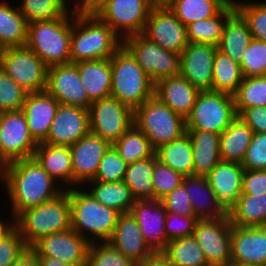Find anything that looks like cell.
<instances>
[{
    "label": "cell",
    "mask_w": 266,
    "mask_h": 266,
    "mask_svg": "<svg viewBox=\"0 0 266 266\" xmlns=\"http://www.w3.org/2000/svg\"><path fill=\"white\" fill-rule=\"evenodd\" d=\"M0 183L4 185L10 200L12 219L27 209L52 200L65 190L34 157L1 167Z\"/></svg>",
    "instance_id": "6da1fadb"
},
{
    "label": "cell",
    "mask_w": 266,
    "mask_h": 266,
    "mask_svg": "<svg viewBox=\"0 0 266 266\" xmlns=\"http://www.w3.org/2000/svg\"><path fill=\"white\" fill-rule=\"evenodd\" d=\"M121 45L122 40L94 12L72 7L71 63L110 59Z\"/></svg>",
    "instance_id": "7a4b0ae2"
},
{
    "label": "cell",
    "mask_w": 266,
    "mask_h": 266,
    "mask_svg": "<svg viewBox=\"0 0 266 266\" xmlns=\"http://www.w3.org/2000/svg\"><path fill=\"white\" fill-rule=\"evenodd\" d=\"M13 226L29 248L42 237L71 229L69 189L52 200L19 213L13 219Z\"/></svg>",
    "instance_id": "3957f363"
},
{
    "label": "cell",
    "mask_w": 266,
    "mask_h": 266,
    "mask_svg": "<svg viewBox=\"0 0 266 266\" xmlns=\"http://www.w3.org/2000/svg\"><path fill=\"white\" fill-rule=\"evenodd\" d=\"M69 200L71 229L89 243L109 241L120 213L96 201L81 186L69 189Z\"/></svg>",
    "instance_id": "277c9868"
},
{
    "label": "cell",
    "mask_w": 266,
    "mask_h": 266,
    "mask_svg": "<svg viewBox=\"0 0 266 266\" xmlns=\"http://www.w3.org/2000/svg\"><path fill=\"white\" fill-rule=\"evenodd\" d=\"M110 63L112 97L135 111L154 96L155 83L123 45L110 58Z\"/></svg>",
    "instance_id": "5b68a950"
},
{
    "label": "cell",
    "mask_w": 266,
    "mask_h": 266,
    "mask_svg": "<svg viewBox=\"0 0 266 266\" xmlns=\"http://www.w3.org/2000/svg\"><path fill=\"white\" fill-rule=\"evenodd\" d=\"M71 18L72 10L58 19L28 24L26 46L47 68L71 63Z\"/></svg>",
    "instance_id": "8992f818"
},
{
    "label": "cell",
    "mask_w": 266,
    "mask_h": 266,
    "mask_svg": "<svg viewBox=\"0 0 266 266\" xmlns=\"http://www.w3.org/2000/svg\"><path fill=\"white\" fill-rule=\"evenodd\" d=\"M134 124L155 150L186 133V120L155 95L134 111Z\"/></svg>",
    "instance_id": "52a82bcc"
},
{
    "label": "cell",
    "mask_w": 266,
    "mask_h": 266,
    "mask_svg": "<svg viewBox=\"0 0 266 266\" xmlns=\"http://www.w3.org/2000/svg\"><path fill=\"white\" fill-rule=\"evenodd\" d=\"M234 96L223 92L200 91L186 118V130L221 134L236 118Z\"/></svg>",
    "instance_id": "ba28073f"
},
{
    "label": "cell",
    "mask_w": 266,
    "mask_h": 266,
    "mask_svg": "<svg viewBox=\"0 0 266 266\" xmlns=\"http://www.w3.org/2000/svg\"><path fill=\"white\" fill-rule=\"evenodd\" d=\"M122 45L154 83L162 78L182 75L181 54L163 49L143 33L123 39Z\"/></svg>",
    "instance_id": "9c48e42d"
},
{
    "label": "cell",
    "mask_w": 266,
    "mask_h": 266,
    "mask_svg": "<svg viewBox=\"0 0 266 266\" xmlns=\"http://www.w3.org/2000/svg\"><path fill=\"white\" fill-rule=\"evenodd\" d=\"M153 6L151 0H103L92 12L123 40L144 32Z\"/></svg>",
    "instance_id": "30bf717a"
},
{
    "label": "cell",
    "mask_w": 266,
    "mask_h": 266,
    "mask_svg": "<svg viewBox=\"0 0 266 266\" xmlns=\"http://www.w3.org/2000/svg\"><path fill=\"white\" fill-rule=\"evenodd\" d=\"M37 145L22 110L0 113V168L33 157Z\"/></svg>",
    "instance_id": "8fae6325"
},
{
    "label": "cell",
    "mask_w": 266,
    "mask_h": 266,
    "mask_svg": "<svg viewBox=\"0 0 266 266\" xmlns=\"http://www.w3.org/2000/svg\"><path fill=\"white\" fill-rule=\"evenodd\" d=\"M2 69L28 93L46 91L47 67L26 45L5 48Z\"/></svg>",
    "instance_id": "7c38bea8"
},
{
    "label": "cell",
    "mask_w": 266,
    "mask_h": 266,
    "mask_svg": "<svg viewBox=\"0 0 266 266\" xmlns=\"http://www.w3.org/2000/svg\"><path fill=\"white\" fill-rule=\"evenodd\" d=\"M89 123L91 133L113 145L134 124V111L109 96L91 103Z\"/></svg>",
    "instance_id": "4fadbf2b"
},
{
    "label": "cell",
    "mask_w": 266,
    "mask_h": 266,
    "mask_svg": "<svg viewBox=\"0 0 266 266\" xmlns=\"http://www.w3.org/2000/svg\"><path fill=\"white\" fill-rule=\"evenodd\" d=\"M231 227L228 215L197 220L193 236L202 248L209 266H226L231 263Z\"/></svg>",
    "instance_id": "5bb4252c"
},
{
    "label": "cell",
    "mask_w": 266,
    "mask_h": 266,
    "mask_svg": "<svg viewBox=\"0 0 266 266\" xmlns=\"http://www.w3.org/2000/svg\"><path fill=\"white\" fill-rule=\"evenodd\" d=\"M143 34L165 50L181 54L188 45L186 26L164 5H154Z\"/></svg>",
    "instance_id": "9a60e30c"
},
{
    "label": "cell",
    "mask_w": 266,
    "mask_h": 266,
    "mask_svg": "<svg viewBox=\"0 0 266 266\" xmlns=\"http://www.w3.org/2000/svg\"><path fill=\"white\" fill-rule=\"evenodd\" d=\"M46 91L61 105L77 106L89 110L92 103L83 88L75 63L47 68Z\"/></svg>",
    "instance_id": "2e32d148"
},
{
    "label": "cell",
    "mask_w": 266,
    "mask_h": 266,
    "mask_svg": "<svg viewBox=\"0 0 266 266\" xmlns=\"http://www.w3.org/2000/svg\"><path fill=\"white\" fill-rule=\"evenodd\" d=\"M111 146L108 141L91 132L70 146L73 188L83 187L95 178L100 161Z\"/></svg>",
    "instance_id": "e0dca14e"
},
{
    "label": "cell",
    "mask_w": 266,
    "mask_h": 266,
    "mask_svg": "<svg viewBox=\"0 0 266 266\" xmlns=\"http://www.w3.org/2000/svg\"><path fill=\"white\" fill-rule=\"evenodd\" d=\"M90 243L69 229L42 237L31 249L37 256H47L68 264H87Z\"/></svg>",
    "instance_id": "ac0fdd59"
},
{
    "label": "cell",
    "mask_w": 266,
    "mask_h": 266,
    "mask_svg": "<svg viewBox=\"0 0 266 266\" xmlns=\"http://www.w3.org/2000/svg\"><path fill=\"white\" fill-rule=\"evenodd\" d=\"M90 132L89 110L59 104L46 144L70 147Z\"/></svg>",
    "instance_id": "d6986e66"
},
{
    "label": "cell",
    "mask_w": 266,
    "mask_h": 266,
    "mask_svg": "<svg viewBox=\"0 0 266 266\" xmlns=\"http://www.w3.org/2000/svg\"><path fill=\"white\" fill-rule=\"evenodd\" d=\"M231 262L266 266V226L231 227Z\"/></svg>",
    "instance_id": "ffe728a7"
},
{
    "label": "cell",
    "mask_w": 266,
    "mask_h": 266,
    "mask_svg": "<svg viewBox=\"0 0 266 266\" xmlns=\"http://www.w3.org/2000/svg\"><path fill=\"white\" fill-rule=\"evenodd\" d=\"M130 213L151 249L155 253L163 252L169 241L165 233L167 212L162 202L156 199L135 200Z\"/></svg>",
    "instance_id": "44dd1931"
},
{
    "label": "cell",
    "mask_w": 266,
    "mask_h": 266,
    "mask_svg": "<svg viewBox=\"0 0 266 266\" xmlns=\"http://www.w3.org/2000/svg\"><path fill=\"white\" fill-rule=\"evenodd\" d=\"M217 49L212 44L188 43L181 52L182 76L199 91H211L212 68Z\"/></svg>",
    "instance_id": "7402d4cb"
},
{
    "label": "cell",
    "mask_w": 266,
    "mask_h": 266,
    "mask_svg": "<svg viewBox=\"0 0 266 266\" xmlns=\"http://www.w3.org/2000/svg\"><path fill=\"white\" fill-rule=\"evenodd\" d=\"M58 106L59 102L47 91L27 93L21 110L38 144L47 139Z\"/></svg>",
    "instance_id": "603a6c76"
},
{
    "label": "cell",
    "mask_w": 266,
    "mask_h": 266,
    "mask_svg": "<svg viewBox=\"0 0 266 266\" xmlns=\"http://www.w3.org/2000/svg\"><path fill=\"white\" fill-rule=\"evenodd\" d=\"M108 242L135 264L155 253L146 242L131 213L120 214L114 233Z\"/></svg>",
    "instance_id": "cb8c5ba5"
},
{
    "label": "cell",
    "mask_w": 266,
    "mask_h": 266,
    "mask_svg": "<svg viewBox=\"0 0 266 266\" xmlns=\"http://www.w3.org/2000/svg\"><path fill=\"white\" fill-rule=\"evenodd\" d=\"M243 175L241 164L220 161L206 176L218 203L227 213L242 195Z\"/></svg>",
    "instance_id": "d4e9b609"
},
{
    "label": "cell",
    "mask_w": 266,
    "mask_h": 266,
    "mask_svg": "<svg viewBox=\"0 0 266 266\" xmlns=\"http://www.w3.org/2000/svg\"><path fill=\"white\" fill-rule=\"evenodd\" d=\"M200 91L186 78L171 76L155 83L154 95L185 120L190 115Z\"/></svg>",
    "instance_id": "484cf974"
},
{
    "label": "cell",
    "mask_w": 266,
    "mask_h": 266,
    "mask_svg": "<svg viewBox=\"0 0 266 266\" xmlns=\"http://www.w3.org/2000/svg\"><path fill=\"white\" fill-rule=\"evenodd\" d=\"M182 185L191 201L193 212L198 220L217 219L227 216L218 203L216 194L206 176H184Z\"/></svg>",
    "instance_id": "4316f807"
},
{
    "label": "cell",
    "mask_w": 266,
    "mask_h": 266,
    "mask_svg": "<svg viewBox=\"0 0 266 266\" xmlns=\"http://www.w3.org/2000/svg\"><path fill=\"white\" fill-rule=\"evenodd\" d=\"M33 157L61 187L73 188L70 147L39 143Z\"/></svg>",
    "instance_id": "83f0119b"
},
{
    "label": "cell",
    "mask_w": 266,
    "mask_h": 266,
    "mask_svg": "<svg viewBox=\"0 0 266 266\" xmlns=\"http://www.w3.org/2000/svg\"><path fill=\"white\" fill-rule=\"evenodd\" d=\"M193 151V176H207L220 162V135L205 130H186Z\"/></svg>",
    "instance_id": "f1b7e54d"
},
{
    "label": "cell",
    "mask_w": 266,
    "mask_h": 266,
    "mask_svg": "<svg viewBox=\"0 0 266 266\" xmlns=\"http://www.w3.org/2000/svg\"><path fill=\"white\" fill-rule=\"evenodd\" d=\"M75 64L78 67L83 88L91 102L111 96L110 59L80 61Z\"/></svg>",
    "instance_id": "f546056e"
},
{
    "label": "cell",
    "mask_w": 266,
    "mask_h": 266,
    "mask_svg": "<svg viewBox=\"0 0 266 266\" xmlns=\"http://www.w3.org/2000/svg\"><path fill=\"white\" fill-rule=\"evenodd\" d=\"M254 132L239 117L220 135V157L224 162L242 164Z\"/></svg>",
    "instance_id": "4dcf8cb0"
},
{
    "label": "cell",
    "mask_w": 266,
    "mask_h": 266,
    "mask_svg": "<svg viewBox=\"0 0 266 266\" xmlns=\"http://www.w3.org/2000/svg\"><path fill=\"white\" fill-rule=\"evenodd\" d=\"M252 40L247 22L235 11L226 21L218 50L240 64L246 47Z\"/></svg>",
    "instance_id": "1f68e13d"
},
{
    "label": "cell",
    "mask_w": 266,
    "mask_h": 266,
    "mask_svg": "<svg viewBox=\"0 0 266 266\" xmlns=\"http://www.w3.org/2000/svg\"><path fill=\"white\" fill-rule=\"evenodd\" d=\"M28 23L22 13L7 0H0V46H25Z\"/></svg>",
    "instance_id": "d6a6232c"
},
{
    "label": "cell",
    "mask_w": 266,
    "mask_h": 266,
    "mask_svg": "<svg viewBox=\"0 0 266 266\" xmlns=\"http://www.w3.org/2000/svg\"><path fill=\"white\" fill-rule=\"evenodd\" d=\"M85 185L84 188L96 201L120 214L130 213L136 200L130 188L123 181L115 183L89 181Z\"/></svg>",
    "instance_id": "836d02e7"
},
{
    "label": "cell",
    "mask_w": 266,
    "mask_h": 266,
    "mask_svg": "<svg viewBox=\"0 0 266 266\" xmlns=\"http://www.w3.org/2000/svg\"><path fill=\"white\" fill-rule=\"evenodd\" d=\"M236 11L231 0L217 15L198 20L186 26L188 43H204L218 46L227 19Z\"/></svg>",
    "instance_id": "e575fe53"
},
{
    "label": "cell",
    "mask_w": 266,
    "mask_h": 266,
    "mask_svg": "<svg viewBox=\"0 0 266 266\" xmlns=\"http://www.w3.org/2000/svg\"><path fill=\"white\" fill-rule=\"evenodd\" d=\"M157 159L183 176L193 175V151L191 139L186 132L156 149Z\"/></svg>",
    "instance_id": "d590c367"
},
{
    "label": "cell",
    "mask_w": 266,
    "mask_h": 266,
    "mask_svg": "<svg viewBox=\"0 0 266 266\" xmlns=\"http://www.w3.org/2000/svg\"><path fill=\"white\" fill-rule=\"evenodd\" d=\"M227 215L234 226H266V193L241 195Z\"/></svg>",
    "instance_id": "8d00e7d4"
},
{
    "label": "cell",
    "mask_w": 266,
    "mask_h": 266,
    "mask_svg": "<svg viewBox=\"0 0 266 266\" xmlns=\"http://www.w3.org/2000/svg\"><path fill=\"white\" fill-rule=\"evenodd\" d=\"M157 160L155 154L128 164L123 182L130 188L136 200L154 199L152 174Z\"/></svg>",
    "instance_id": "74e56055"
},
{
    "label": "cell",
    "mask_w": 266,
    "mask_h": 266,
    "mask_svg": "<svg viewBox=\"0 0 266 266\" xmlns=\"http://www.w3.org/2000/svg\"><path fill=\"white\" fill-rule=\"evenodd\" d=\"M231 0H172L167 7L185 26L217 15Z\"/></svg>",
    "instance_id": "f35d334b"
},
{
    "label": "cell",
    "mask_w": 266,
    "mask_h": 266,
    "mask_svg": "<svg viewBox=\"0 0 266 266\" xmlns=\"http://www.w3.org/2000/svg\"><path fill=\"white\" fill-rule=\"evenodd\" d=\"M212 69L211 91L234 95L244 78L241 65L217 49Z\"/></svg>",
    "instance_id": "ab89813d"
},
{
    "label": "cell",
    "mask_w": 266,
    "mask_h": 266,
    "mask_svg": "<svg viewBox=\"0 0 266 266\" xmlns=\"http://www.w3.org/2000/svg\"><path fill=\"white\" fill-rule=\"evenodd\" d=\"M112 146L127 164L152 157L156 151L149 139L135 124L122 134Z\"/></svg>",
    "instance_id": "60d3db41"
},
{
    "label": "cell",
    "mask_w": 266,
    "mask_h": 266,
    "mask_svg": "<svg viewBox=\"0 0 266 266\" xmlns=\"http://www.w3.org/2000/svg\"><path fill=\"white\" fill-rule=\"evenodd\" d=\"M162 253L171 266H209L193 235L169 241Z\"/></svg>",
    "instance_id": "b9f144b4"
},
{
    "label": "cell",
    "mask_w": 266,
    "mask_h": 266,
    "mask_svg": "<svg viewBox=\"0 0 266 266\" xmlns=\"http://www.w3.org/2000/svg\"><path fill=\"white\" fill-rule=\"evenodd\" d=\"M19 11L25 17L27 23L34 21L53 20L61 18L72 10L70 0H19Z\"/></svg>",
    "instance_id": "7bdbcfd3"
},
{
    "label": "cell",
    "mask_w": 266,
    "mask_h": 266,
    "mask_svg": "<svg viewBox=\"0 0 266 266\" xmlns=\"http://www.w3.org/2000/svg\"><path fill=\"white\" fill-rule=\"evenodd\" d=\"M233 96L238 116L248 108L266 107V75L244 77Z\"/></svg>",
    "instance_id": "ee69618b"
},
{
    "label": "cell",
    "mask_w": 266,
    "mask_h": 266,
    "mask_svg": "<svg viewBox=\"0 0 266 266\" xmlns=\"http://www.w3.org/2000/svg\"><path fill=\"white\" fill-rule=\"evenodd\" d=\"M236 11L249 26L252 39L266 42V1L233 0Z\"/></svg>",
    "instance_id": "f6af8a7d"
},
{
    "label": "cell",
    "mask_w": 266,
    "mask_h": 266,
    "mask_svg": "<svg viewBox=\"0 0 266 266\" xmlns=\"http://www.w3.org/2000/svg\"><path fill=\"white\" fill-rule=\"evenodd\" d=\"M87 266H135V263L105 241L90 243Z\"/></svg>",
    "instance_id": "bcb514c9"
},
{
    "label": "cell",
    "mask_w": 266,
    "mask_h": 266,
    "mask_svg": "<svg viewBox=\"0 0 266 266\" xmlns=\"http://www.w3.org/2000/svg\"><path fill=\"white\" fill-rule=\"evenodd\" d=\"M243 77L266 75V42L252 39L241 60Z\"/></svg>",
    "instance_id": "7dc6e473"
},
{
    "label": "cell",
    "mask_w": 266,
    "mask_h": 266,
    "mask_svg": "<svg viewBox=\"0 0 266 266\" xmlns=\"http://www.w3.org/2000/svg\"><path fill=\"white\" fill-rule=\"evenodd\" d=\"M128 164L120 157L116 149L111 146L103 155L96 176L91 181L115 183L123 181Z\"/></svg>",
    "instance_id": "c3c4849f"
},
{
    "label": "cell",
    "mask_w": 266,
    "mask_h": 266,
    "mask_svg": "<svg viewBox=\"0 0 266 266\" xmlns=\"http://www.w3.org/2000/svg\"><path fill=\"white\" fill-rule=\"evenodd\" d=\"M183 178L184 176L181 173L157 160L152 174L154 199L161 200L171 193L182 184Z\"/></svg>",
    "instance_id": "681fc988"
},
{
    "label": "cell",
    "mask_w": 266,
    "mask_h": 266,
    "mask_svg": "<svg viewBox=\"0 0 266 266\" xmlns=\"http://www.w3.org/2000/svg\"><path fill=\"white\" fill-rule=\"evenodd\" d=\"M27 91L0 69V113L21 110Z\"/></svg>",
    "instance_id": "f907efd6"
},
{
    "label": "cell",
    "mask_w": 266,
    "mask_h": 266,
    "mask_svg": "<svg viewBox=\"0 0 266 266\" xmlns=\"http://www.w3.org/2000/svg\"><path fill=\"white\" fill-rule=\"evenodd\" d=\"M29 247L13 226L0 239V266H12Z\"/></svg>",
    "instance_id": "816d5d0a"
},
{
    "label": "cell",
    "mask_w": 266,
    "mask_h": 266,
    "mask_svg": "<svg viewBox=\"0 0 266 266\" xmlns=\"http://www.w3.org/2000/svg\"><path fill=\"white\" fill-rule=\"evenodd\" d=\"M241 165L244 170H266V132L253 134Z\"/></svg>",
    "instance_id": "f5cc1de1"
},
{
    "label": "cell",
    "mask_w": 266,
    "mask_h": 266,
    "mask_svg": "<svg viewBox=\"0 0 266 266\" xmlns=\"http://www.w3.org/2000/svg\"><path fill=\"white\" fill-rule=\"evenodd\" d=\"M196 216H182L167 212L165 220V233L167 240L192 236L194 234Z\"/></svg>",
    "instance_id": "db71d44e"
},
{
    "label": "cell",
    "mask_w": 266,
    "mask_h": 266,
    "mask_svg": "<svg viewBox=\"0 0 266 266\" xmlns=\"http://www.w3.org/2000/svg\"><path fill=\"white\" fill-rule=\"evenodd\" d=\"M160 201L164 205L166 212L176 213L182 216H195L191 201L182 184Z\"/></svg>",
    "instance_id": "11a10c76"
},
{
    "label": "cell",
    "mask_w": 266,
    "mask_h": 266,
    "mask_svg": "<svg viewBox=\"0 0 266 266\" xmlns=\"http://www.w3.org/2000/svg\"><path fill=\"white\" fill-rule=\"evenodd\" d=\"M266 193V170H244L242 195Z\"/></svg>",
    "instance_id": "9f6ffc18"
},
{
    "label": "cell",
    "mask_w": 266,
    "mask_h": 266,
    "mask_svg": "<svg viewBox=\"0 0 266 266\" xmlns=\"http://www.w3.org/2000/svg\"><path fill=\"white\" fill-rule=\"evenodd\" d=\"M239 117L254 133L266 132V107H252L245 109Z\"/></svg>",
    "instance_id": "6f0895ef"
},
{
    "label": "cell",
    "mask_w": 266,
    "mask_h": 266,
    "mask_svg": "<svg viewBox=\"0 0 266 266\" xmlns=\"http://www.w3.org/2000/svg\"><path fill=\"white\" fill-rule=\"evenodd\" d=\"M12 266H40L36 253L29 248L26 250Z\"/></svg>",
    "instance_id": "680465c9"
},
{
    "label": "cell",
    "mask_w": 266,
    "mask_h": 266,
    "mask_svg": "<svg viewBox=\"0 0 266 266\" xmlns=\"http://www.w3.org/2000/svg\"><path fill=\"white\" fill-rule=\"evenodd\" d=\"M135 266H171L167 257L162 252H156Z\"/></svg>",
    "instance_id": "91938a15"
},
{
    "label": "cell",
    "mask_w": 266,
    "mask_h": 266,
    "mask_svg": "<svg viewBox=\"0 0 266 266\" xmlns=\"http://www.w3.org/2000/svg\"><path fill=\"white\" fill-rule=\"evenodd\" d=\"M40 266H87V264H68L47 256H37Z\"/></svg>",
    "instance_id": "94428289"
},
{
    "label": "cell",
    "mask_w": 266,
    "mask_h": 266,
    "mask_svg": "<svg viewBox=\"0 0 266 266\" xmlns=\"http://www.w3.org/2000/svg\"><path fill=\"white\" fill-rule=\"evenodd\" d=\"M103 0H80L74 5L77 9L84 11H92Z\"/></svg>",
    "instance_id": "6125c7cd"
},
{
    "label": "cell",
    "mask_w": 266,
    "mask_h": 266,
    "mask_svg": "<svg viewBox=\"0 0 266 266\" xmlns=\"http://www.w3.org/2000/svg\"><path fill=\"white\" fill-rule=\"evenodd\" d=\"M7 220L0 219V239L13 227V219L11 216Z\"/></svg>",
    "instance_id": "be15d7a7"
},
{
    "label": "cell",
    "mask_w": 266,
    "mask_h": 266,
    "mask_svg": "<svg viewBox=\"0 0 266 266\" xmlns=\"http://www.w3.org/2000/svg\"><path fill=\"white\" fill-rule=\"evenodd\" d=\"M172 0H151L153 5H164L167 6Z\"/></svg>",
    "instance_id": "e7e4bbea"
},
{
    "label": "cell",
    "mask_w": 266,
    "mask_h": 266,
    "mask_svg": "<svg viewBox=\"0 0 266 266\" xmlns=\"http://www.w3.org/2000/svg\"><path fill=\"white\" fill-rule=\"evenodd\" d=\"M3 52H4V48L0 46V69H2Z\"/></svg>",
    "instance_id": "03108f58"
},
{
    "label": "cell",
    "mask_w": 266,
    "mask_h": 266,
    "mask_svg": "<svg viewBox=\"0 0 266 266\" xmlns=\"http://www.w3.org/2000/svg\"><path fill=\"white\" fill-rule=\"evenodd\" d=\"M226 266H243V265H238V264H235V263H229L228 265H226Z\"/></svg>",
    "instance_id": "003e7915"
},
{
    "label": "cell",
    "mask_w": 266,
    "mask_h": 266,
    "mask_svg": "<svg viewBox=\"0 0 266 266\" xmlns=\"http://www.w3.org/2000/svg\"><path fill=\"white\" fill-rule=\"evenodd\" d=\"M76 1L79 2L80 0H75V1L73 0V2L75 3L74 5H76Z\"/></svg>",
    "instance_id": "a7ac6f4b"
}]
</instances>
